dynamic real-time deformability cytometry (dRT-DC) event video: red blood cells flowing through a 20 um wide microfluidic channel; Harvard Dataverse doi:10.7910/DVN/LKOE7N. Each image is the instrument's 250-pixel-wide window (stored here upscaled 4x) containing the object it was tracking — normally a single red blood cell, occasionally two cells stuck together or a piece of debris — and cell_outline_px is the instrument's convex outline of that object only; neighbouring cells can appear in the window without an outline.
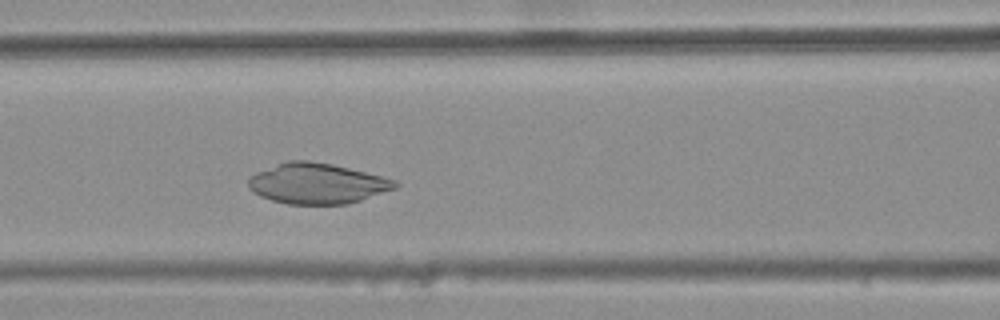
{"species": "common noctule bat (a hibernating species)", "species_latin": "Nyctalus noctula", "temperature_condition": "warm", "stored_images_in_passage": 35, "camera_frame_rate_fps": 3000, "um_per_image_px": 0.085, "animal": {"sex": "female", "body_mass_g": 25.1}, "frame": {"image": 1, "passage_image": 16, "time_ms": 5.0, "image_size_px": [1000, 320], "cell_outline_px": [[400, 184], [396, 188], [348, 204], [288, 204], [272, 200], [260, 196], [248, 188], [248, 180], [256, 172], [276, 164], [288, 160], [308, 160], [332, 164], [384, 176], [396, 180]], "centroid_in_image_um": [26.97, 15.59], "position_along_channel_um": 139.6, "area_um2": 34.68}}
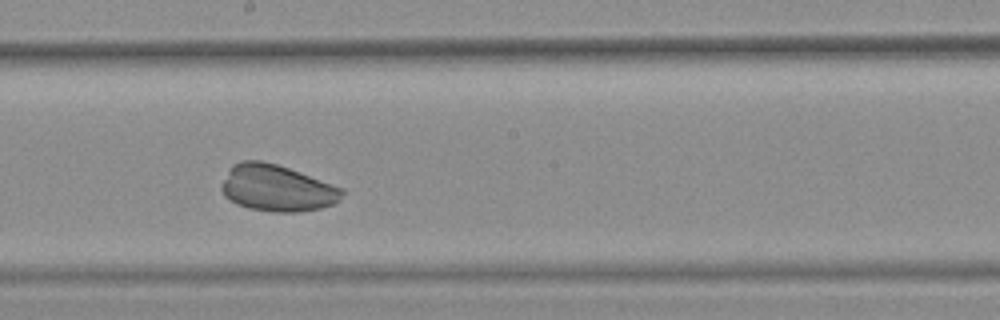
{"frame": {"image": 2, "passage_image": 23, "time_ms": 7.333, "image_size_px": [1000, 320], "cell_outline_px": [[344, 192], [332, 204], [320, 208], [296, 212], [272, 212], [248, 208], [236, 204], [224, 196], [220, 188], [220, 184], [228, 168], [232, 164], [244, 160], [260, 160], [276, 164], [288, 168], [344, 188]], "centroid_in_image_um": [23.46, 15.98], "position_along_channel_um": 224.7, "area_um2": 32.71}}
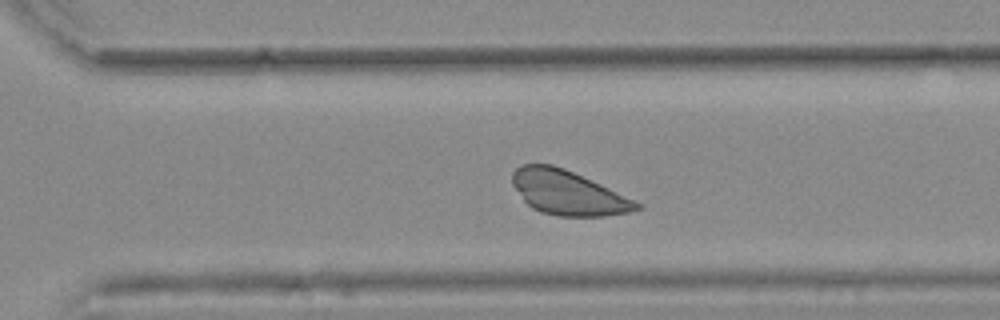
{"frame": {"image": 3, "passage_image": 31, "time_ms": 10.0, "image_size_px": [1000, 320], "cell_outline_px": [[644, 204], [640, 208], [628, 212], [604, 216], [556, 216], [540, 212], [532, 208], [524, 200], [512, 184], [512, 172], [520, 164], [552, 164], [564, 168], [636, 200]], "centroid_in_image_um": [48.27, 16.38], "position_along_channel_um": 322.3, "area_um2": 32.08}}